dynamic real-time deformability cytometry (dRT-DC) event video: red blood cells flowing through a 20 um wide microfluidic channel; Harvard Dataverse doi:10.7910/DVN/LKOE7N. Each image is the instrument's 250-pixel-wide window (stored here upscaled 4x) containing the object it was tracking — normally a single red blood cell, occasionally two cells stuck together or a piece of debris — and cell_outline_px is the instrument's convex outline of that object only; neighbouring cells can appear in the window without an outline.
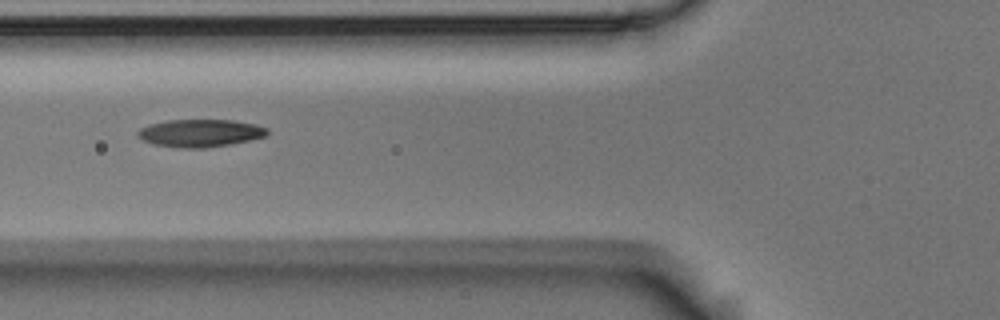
{"species": "Egyptian fruit bat (a non-hibernating species)", "species_latin": "Rousettus aegyptiacus", "temperature_condition": "room temperature", "stored_images_in_passage": 2, "camera_frame_rate_fps": 3000, "um_per_image_px": 0.085, "animal": {"sex": "male"}, "frame": {"image": 1, "passage_image": 2, "time_ms": 0.333, "image_size_px": [1000, 320], "cell_outline_px": [[268, 136], [232, 144], [204, 148], [184, 148], [156, 144], [144, 140], [136, 136], [136, 132], [140, 128], [148, 124], [168, 120], [232, 120], [256, 124], [268, 128]], "centroid_in_image_um": [17.04, 11.3], "position_along_channel_um": 108.8, "area_um2": 20.92}}